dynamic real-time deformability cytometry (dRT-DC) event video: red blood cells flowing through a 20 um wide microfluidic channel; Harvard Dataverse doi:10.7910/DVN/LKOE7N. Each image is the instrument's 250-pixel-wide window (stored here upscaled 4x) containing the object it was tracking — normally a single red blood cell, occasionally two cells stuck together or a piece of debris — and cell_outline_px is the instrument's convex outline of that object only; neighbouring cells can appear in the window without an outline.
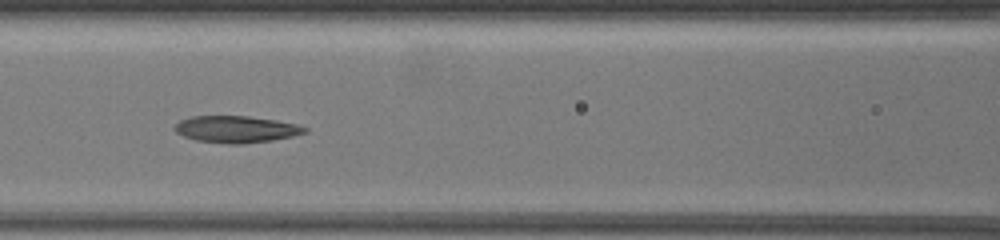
{"species": "common noctule bat (a hibernating species)", "species_latin": "Nyctalus noctula", "temperature_condition": "warm", "stored_images_in_passage": 21, "camera_frame_rate_fps": 3000, "um_per_image_px": 0.085, "animal": {"sex": "female", "body_mass_g": 19.5, "forearm_length_mm": 54.1}, "frame": {"image": 1, "passage_image": 18, "time_ms": 6.333, "image_size_px": [1000, 240], "cell_outline_px": [[308, 132], [292, 136], [272, 140], [244, 144], [228, 144], [196, 140], [184, 136], [176, 132], [172, 128], [180, 120], [192, 116], [248, 116], [276, 120], [296, 124], [308, 128]], "centroid_in_image_um": [20.07, 10.99], "position_along_channel_um": 146.5, "area_um2": 20.35}}
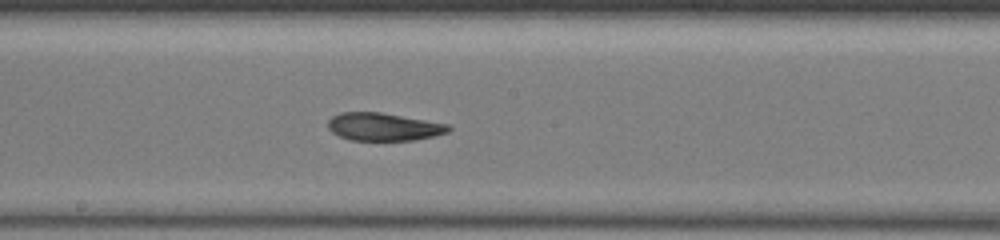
{"frame": {"image": 2, "passage_image": 21, "time_ms": 8.0, "image_size_px": [1000, 240], "cell_outline_px": [[452, 128], [448, 132], [416, 140], [348, 140], [332, 132], [328, 128], [328, 120], [332, 116], [340, 112], [380, 112], [448, 124]], "centroid_in_image_um": [32.58, 10.77], "position_along_channel_um": 215.6, "area_um2": 19.48}}